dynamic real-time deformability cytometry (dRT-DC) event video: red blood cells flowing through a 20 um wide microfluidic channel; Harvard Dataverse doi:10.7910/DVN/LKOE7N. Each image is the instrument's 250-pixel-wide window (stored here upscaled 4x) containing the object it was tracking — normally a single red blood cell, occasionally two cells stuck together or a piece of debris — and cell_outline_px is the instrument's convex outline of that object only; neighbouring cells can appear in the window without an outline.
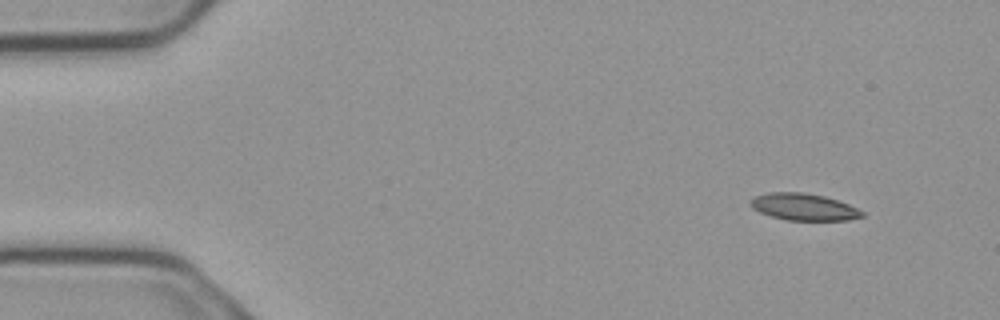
{"species": "common noctule bat (a hibernating species)", "species_latin": "Nyctalus noctula", "temperature_condition": "cold", "stored_images_in_passage": 4, "segment_of_instrument_passage": [1, 2], "camera_frame_rate_fps": 3000, "um_per_image_px": 0.085, "animal": {"sex": "male", "body_mass_g": 23.1, "forearm_length_mm": 52.7}, "frame": {"image": 1, "passage_image": 1, "time_ms": 0.0, "image_size_px": [1000, 320], "cell_outline_px": [[864, 216], [848, 220], [788, 220], [772, 216], [760, 212], [752, 208], [748, 200], [752, 196], [768, 192], [804, 192], [824, 196], [848, 204], [864, 212]], "centroid_in_image_um": [68.27, 17.57], "position_along_channel_um": 16.7, "area_um2": 17.51}}